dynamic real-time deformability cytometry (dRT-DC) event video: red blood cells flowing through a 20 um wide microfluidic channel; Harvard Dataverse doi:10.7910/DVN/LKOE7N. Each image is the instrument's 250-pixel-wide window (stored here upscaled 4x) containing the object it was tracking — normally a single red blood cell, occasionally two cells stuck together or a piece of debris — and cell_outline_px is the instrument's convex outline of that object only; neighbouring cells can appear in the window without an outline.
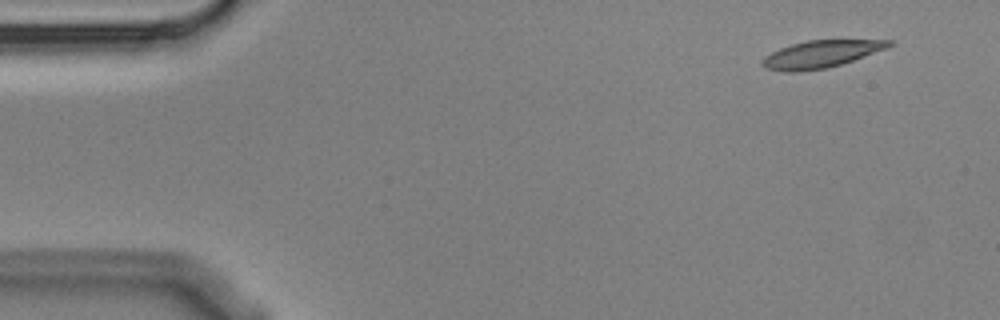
{"species": "Egyptian fruit bat (a non-hibernating species)", "species_latin": "Rousettus aegyptiacus", "temperature_condition": "cold", "stored_images_in_passage": 4, "camera_frame_rate_fps": 3000, "um_per_image_px": 0.085, "animal": {"sex": "male"}, "frame": {"image": 1, "passage_image": 1, "time_ms": 0.0, "image_size_px": [1000, 320], "cell_outline_px": [[892, 44], [888, 48], [828, 68], [800, 72], [784, 72], [764, 68], [760, 64], [764, 56], [780, 48], [792, 44], [808, 40], [892, 40]], "centroid_in_image_um": [69.73, 4.61], "position_along_channel_um": 15.3, "area_um2": 20.11}}
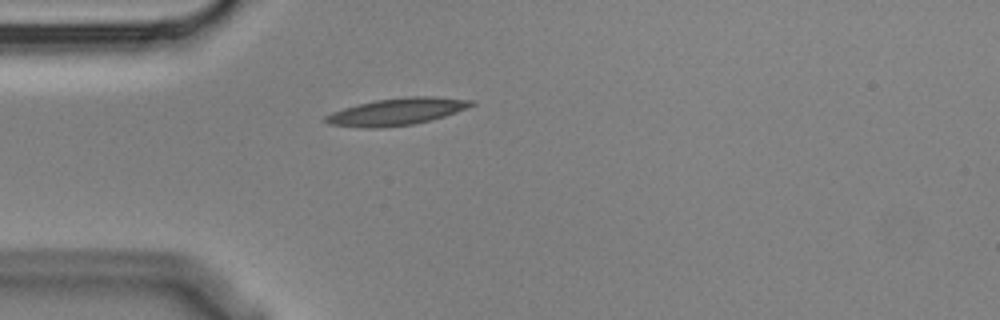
{"frame": {"image": 2, "passage_image": 4, "time_ms": 1.0, "image_size_px": [1000, 320], "cell_outline_px": [[476, 104], [456, 112], [444, 116], [412, 124], [380, 128], [364, 128], [328, 124], [324, 120], [324, 116], [332, 112], [344, 108], [376, 100], [404, 96], [432, 96], [472, 100]], "centroid_in_image_um": [33.71, 9.48], "position_along_channel_um": 51.3, "area_um2": 22.77}}